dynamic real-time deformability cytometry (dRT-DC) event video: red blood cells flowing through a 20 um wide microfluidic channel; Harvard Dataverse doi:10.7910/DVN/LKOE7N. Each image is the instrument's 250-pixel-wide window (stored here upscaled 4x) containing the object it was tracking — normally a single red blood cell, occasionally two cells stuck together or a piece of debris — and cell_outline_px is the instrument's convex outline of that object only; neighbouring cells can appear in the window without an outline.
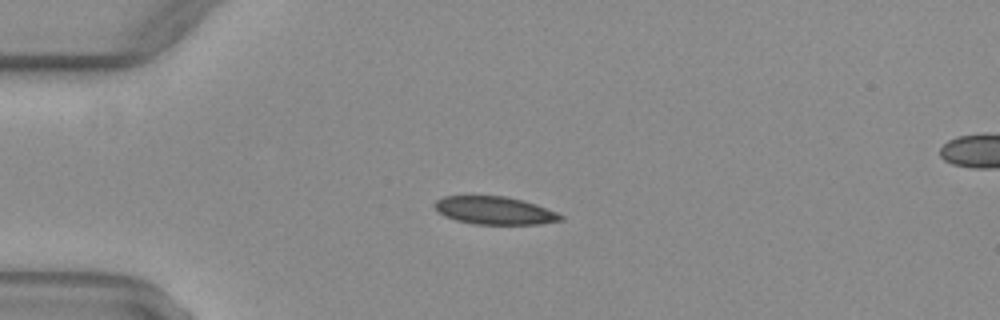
{"species": "common noctule bat (a hibernating species)", "species_latin": "Nyctalus noctula", "temperature_condition": "warm", "stored_images_in_passage": 39, "camera_frame_rate_fps": 3000, "um_per_image_px": 0.085, "animal": {"sex": "female", "body_mass_g": 29.2, "forearm_length_mm": 56.3}, "frame": {"image": 1, "passage_image": 1, "time_ms": 0.0, "image_size_px": [1000, 320], "cell_outline_px": [[564, 220], [540, 224], [472, 224], [456, 220], [444, 216], [432, 204], [436, 200], [444, 196], [504, 196], [536, 204], [556, 212], [564, 216]], "centroid_in_image_um": [42.04, 17.9], "position_along_channel_um": 43.0, "area_um2": 20.4}}
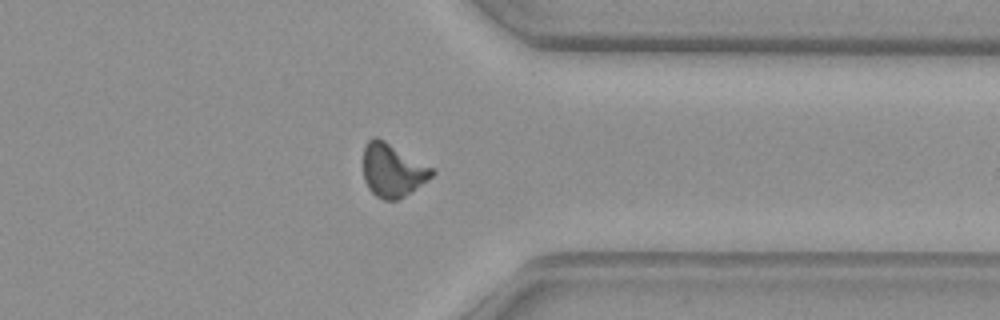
{"frame": {"image": 2, "passage_image": 28, "time_ms": 9.0, "image_size_px": [1000, 320], "cell_outline_px": [[436, 172], [432, 176], [404, 196], [396, 200], [384, 200], [376, 196], [368, 188], [364, 180], [364, 144], [372, 136], [376, 136], [384, 140], [432, 168]], "centroid_in_image_um": [33.32, 14.46], "position_along_channel_um": 378.1, "area_um2": 20.98}}
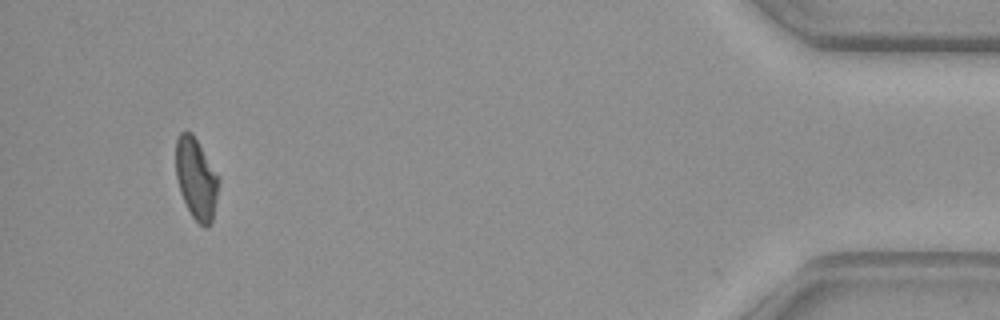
{"frame": {"image": 3, "passage_image": 36, "time_ms": 11.667, "image_size_px": [1000, 320], "cell_outline_px": [[220, 180], [212, 220], [208, 228], [204, 228], [192, 216], [180, 192], [176, 176], [176, 140], [180, 132], [192, 132]], "centroid_in_image_um": [16.67, 15.2], "position_along_channel_um": 418.5, "area_um2": 19.94}, "authors_computed_cell_mechanics": {"area_um2": 20.9814, "velocity_mm_per_s": 4.0873, "shape_relaxation_time_tau1_ms": null, "shape_relaxation_time_tau2_ms": 2.5109, "deformation_change_tau1": null, "deformation_change_tau2": 0.0782}}